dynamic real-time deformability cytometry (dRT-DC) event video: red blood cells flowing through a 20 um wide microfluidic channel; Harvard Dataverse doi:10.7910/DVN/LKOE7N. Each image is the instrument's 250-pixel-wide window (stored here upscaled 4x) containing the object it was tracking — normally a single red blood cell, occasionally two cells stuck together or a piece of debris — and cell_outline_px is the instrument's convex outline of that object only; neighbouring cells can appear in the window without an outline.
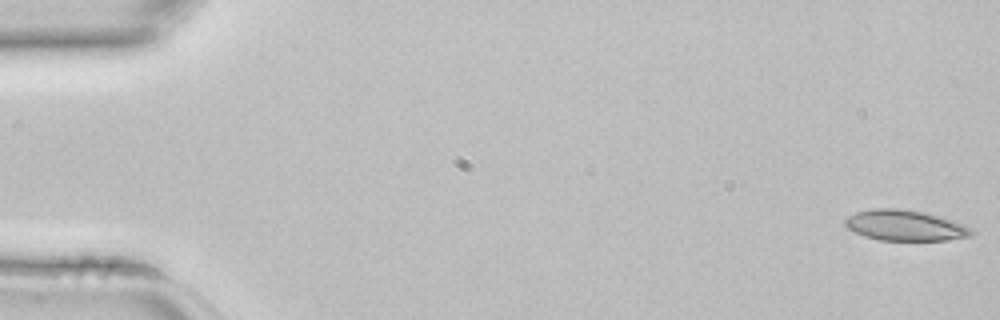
{"species": "common noctule bat (a hibernating species)", "species_latin": "Nyctalus noctula", "temperature_condition": "room temperature", "stored_images_in_passage": 4, "camera_frame_rate_fps": 3000, "um_per_image_px": 0.085, "animal": {"sex": "female", "body_mass_g": 22.7, "forearm_length_mm": 54.2}, "frame": {"image": 1, "passage_image": 1, "time_ms": 0.0, "image_size_px": [1000, 320], "cell_outline_px": [[972, 236], [948, 240], [880, 240], [864, 236], [848, 228], [844, 224], [844, 220], [848, 216], [856, 212], [872, 208], [900, 208], [924, 212], [964, 224], [972, 228]], "centroid_in_image_um": [76.92, 19.16], "position_along_channel_um": 8.1, "area_um2": 22.54}}
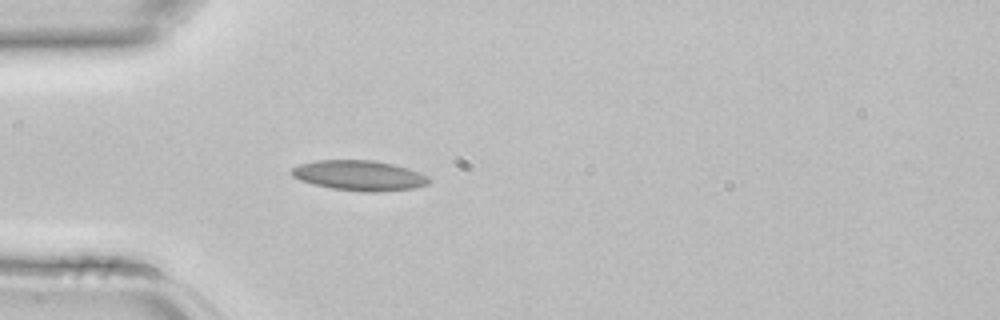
{"frame": {"image": 2, "passage_image": 4, "time_ms": 1.0, "image_size_px": [1000, 320], "cell_outline_px": [[432, 180], [428, 184], [416, 188], [376, 192], [364, 192], [332, 188], [300, 180], [292, 176], [288, 172], [292, 168], [300, 164], [316, 160], [372, 160], [392, 164], [408, 168], [428, 176]], "centroid_in_image_um": [30.55, 14.91], "position_along_channel_um": 54.4, "area_um2": 24.16}}